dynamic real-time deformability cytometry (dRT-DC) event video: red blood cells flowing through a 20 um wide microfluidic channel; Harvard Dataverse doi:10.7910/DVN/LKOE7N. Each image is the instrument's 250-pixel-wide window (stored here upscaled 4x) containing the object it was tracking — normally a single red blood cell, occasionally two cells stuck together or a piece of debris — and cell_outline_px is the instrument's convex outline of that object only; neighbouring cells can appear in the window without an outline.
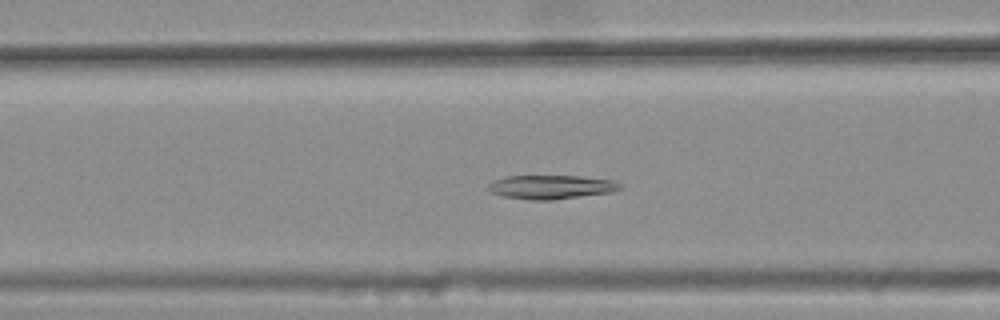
{"species": "common noctule bat (a hibernating species)", "species_latin": "Nyctalus noctula", "temperature_condition": "warm", "stored_images_in_passage": 42, "camera_frame_rate_fps": 3000, "um_per_image_px": 0.085, "animal": {"sex": "female", "body_mass_g": 25.1}, "frame": {"image": 1, "passage_image": 19, "time_ms": 6.0, "image_size_px": [1000, 320], "cell_outline_px": [[620, 188], [608, 192], [552, 200], [528, 200], [504, 196], [488, 192], [488, 184], [492, 180], [504, 176], [580, 176], [612, 180], [620, 184]], "centroid_in_image_um": [46.73, 15.89], "position_along_channel_um": 119.9, "area_um2": 18.21}}
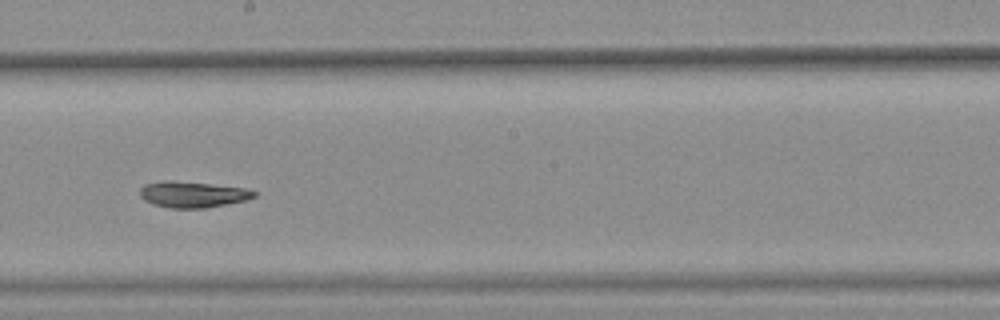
{"frame": {"image": 2, "passage_image": 28, "time_ms": 9.0, "image_size_px": [1000, 320], "cell_outline_px": [[256, 196], [244, 200], [208, 208], [168, 208], [152, 204], [144, 200], [140, 196], [140, 188], [144, 184], [160, 180], [168, 180], [208, 184], [244, 188], [256, 192]], "centroid_in_image_um": [16.3, 16.53], "position_along_channel_um": 231.9, "area_um2": 17.28}}
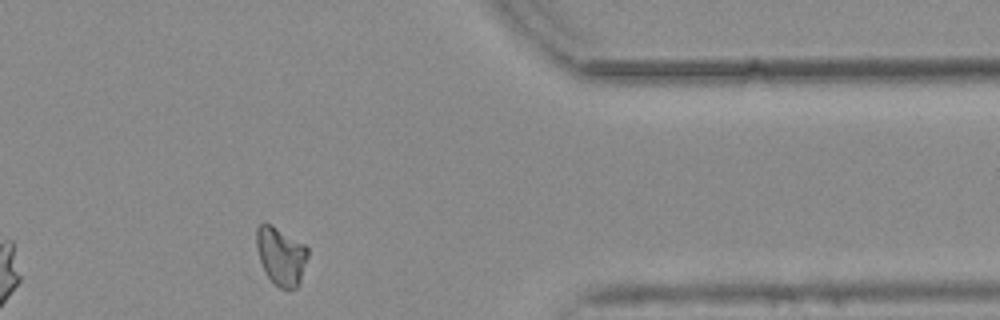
{"frame": {"image": 3, "passage_image": 42, "time_ms": 13.667, "image_size_px": [1000, 320], "cell_outline_px": [[308, 256], [300, 280], [296, 288], [288, 292], [280, 288], [268, 276], [260, 260], [256, 244], [256, 228], [260, 224], [272, 224], [304, 244], [308, 248]], "centroid_in_image_um": [23.9, 21.76], "position_along_channel_um": 387.5, "area_um2": 17.28}, "authors_computed_cell_mechanics": {"area_um2": 17.8891, "velocity_mm_per_s": 3.7479, "shape_relaxation_time_tau1_ms": null, "shape_relaxation_time_tau2_ms": 2.9854, "deformation_change_tau1": null, "deformation_change_tau2": 0.0713}}